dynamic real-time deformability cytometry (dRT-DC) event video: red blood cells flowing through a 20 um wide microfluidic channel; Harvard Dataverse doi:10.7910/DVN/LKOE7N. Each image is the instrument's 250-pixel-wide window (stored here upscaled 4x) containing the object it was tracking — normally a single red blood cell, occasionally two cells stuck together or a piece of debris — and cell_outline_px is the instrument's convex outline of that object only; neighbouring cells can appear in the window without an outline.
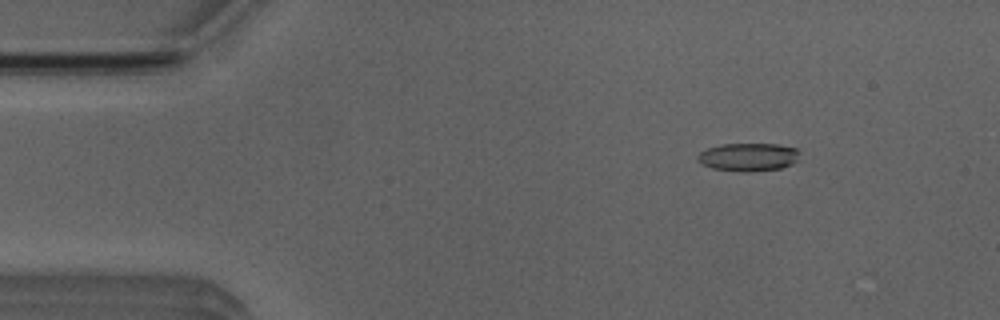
{"species": "Egyptian fruit bat (a non-hibernating species)", "species_latin": "Rousettus aegyptiacus", "temperature_condition": "room temperature", "stored_images_in_passage": 5, "camera_frame_rate_fps": 3000, "um_per_image_px": 0.085, "animal": {"sex": "male"}, "frame": {"image": 1, "passage_image": 1, "time_ms": 0.0, "image_size_px": [1000, 320], "cell_outline_px": [[800, 152], [796, 160], [792, 164], [780, 168], [752, 172], [740, 172], [712, 168], [700, 164], [696, 160], [696, 156], [700, 152], [708, 148], [720, 144], [776, 144], [796, 148]], "centroid_in_image_um": [63.57, 13.35], "position_along_channel_um": 21.4, "area_um2": 16.88}}